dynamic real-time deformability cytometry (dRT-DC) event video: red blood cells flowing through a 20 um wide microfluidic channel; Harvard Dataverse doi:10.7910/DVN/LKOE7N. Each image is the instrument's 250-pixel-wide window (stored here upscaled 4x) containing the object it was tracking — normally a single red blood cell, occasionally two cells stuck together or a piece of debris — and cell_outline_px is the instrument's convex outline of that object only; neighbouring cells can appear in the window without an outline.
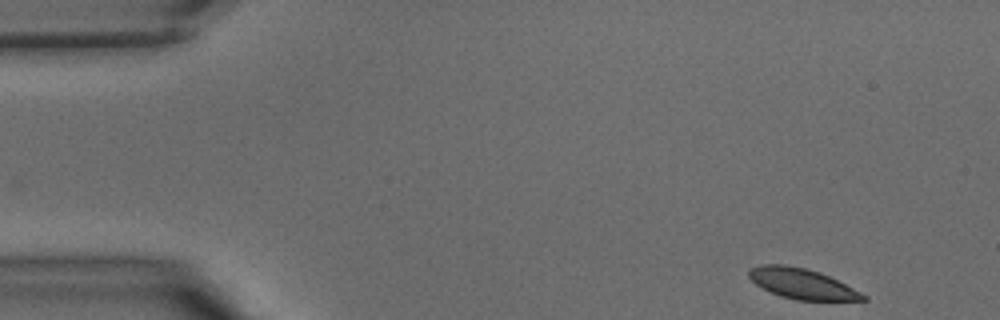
{"species": "common noctule bat (a hibernating species)", "species_latin": "Nyctalus noctula", "temperature_condition": "warm", "stored_images_in_passage": 38, "camera_frame_rate_fps": 3000, "um_per_image_px": 0.085, "animal": {"sex": "male", "body_mass_g": 15.6}, "frame": {"image": 1, "passage_image": 1, "time_ms": 0.0, "image_size_px": [1000, 320], "cell_outline_px": [[868, 300], [796, 300], [780, 296], [756, 284], [748, 276], [748, 268], [760, 264], [784, 264], [804, 268], [820, 272], [868, 296]], "centroid_in_image_um": [68.13, 24.1], "position_along_channel_um": 16.9, "area_um2": 20.0}}
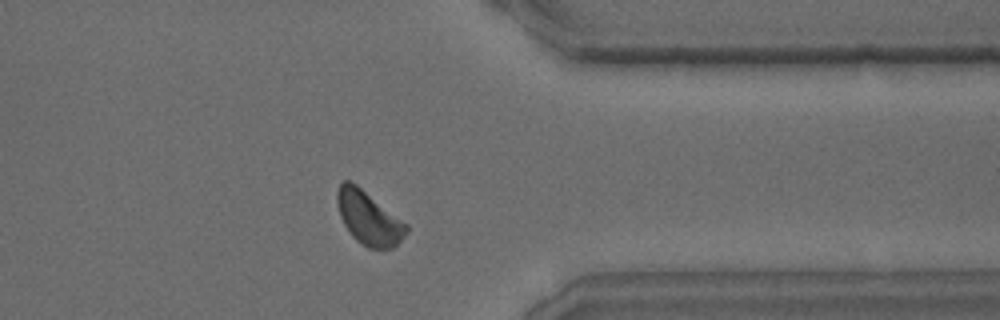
{"frame": {"image": 2, "passage_image": 30, "time_ms": 9.667, "image_size_px": [1000, 320], "cell_outline_px": [[408, 232], [392, 248], [368, 248], [356, 240], [352, 236], [344, 224], [340, 216], [336, 200], [336, 192], [340, 184], [344, 180], [348, 180], [356, 184], [408, 224]], "centroid_in_image_um": [31.33, 18.52], "position_along_channel_um": 380.1, "area_um2": 21.39}}
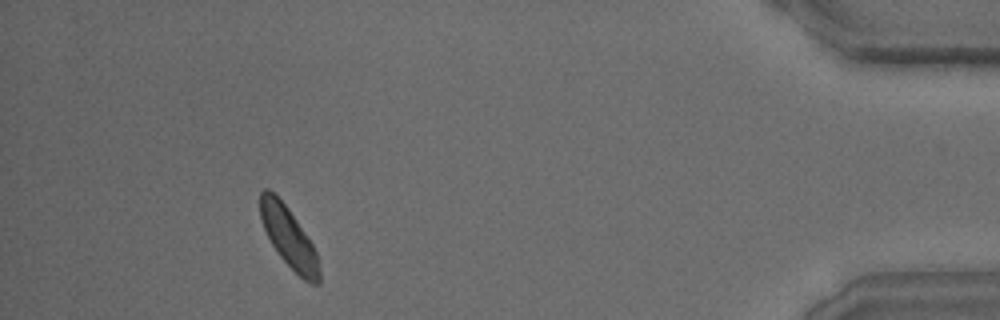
{"frame": {"image": 3, "passage_image": 35, "time_ms": 11.333, "image_size_px": [1000, 320], "cell_outline_px": [[320, 284], [312, 284], [304, 280], [280, 256], [272, 244], [260, 220], [260, 192], [264, 188], [268, 188], [288, 208], [312, 244], [316, 252], [320, 272]], "centroid_in_image_um": [24.54, 20.18], "position_along_channel_um": 410.7, "area_um2": 20.29}}